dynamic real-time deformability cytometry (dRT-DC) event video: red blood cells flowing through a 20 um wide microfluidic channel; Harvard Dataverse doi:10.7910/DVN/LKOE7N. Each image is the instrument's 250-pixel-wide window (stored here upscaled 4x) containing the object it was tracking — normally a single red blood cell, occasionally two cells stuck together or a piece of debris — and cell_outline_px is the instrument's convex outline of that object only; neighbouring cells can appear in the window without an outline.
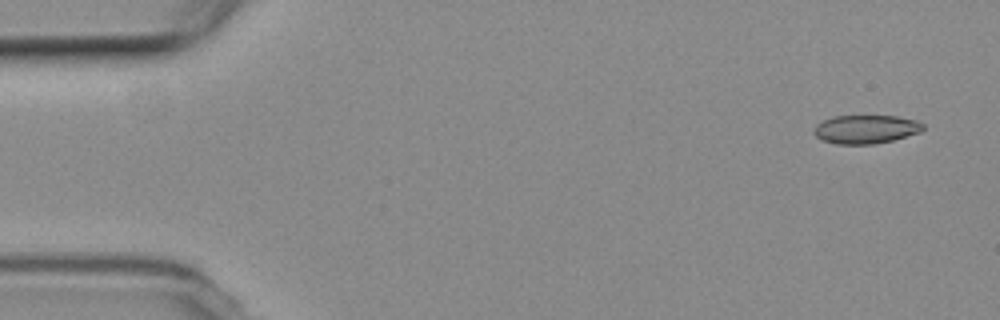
{"species": "common noctule bat (a hibernating species)", "species_latin": "Nyctalus noctula", "temperature_condition": "room temperature", "stored_images_in_passage": 2, "camera_frame_rate_fps": 3000, "um_per_image_px": 0.085, "animal": {"sex": "female", "body_mass_g": 19.3, "forearm_length_mm": 54.1}, "frame": {"image": 1, "passage_image": 2, "time_ms": 2.0, "image_size_px": [1000, 320], "cell_outline_px": [[924, 128], [920, 132], [892, 140], [872, 144], [836, 144], [824, 140], [816, 136], [812, 132], [816, 124], [832, 116], [896, 116], [916, 120], [924, 124]], "centroid_in_image_um": [73.58, 10.98], "position_along_channel_um": 11.4, "area_um2": 18.09}}